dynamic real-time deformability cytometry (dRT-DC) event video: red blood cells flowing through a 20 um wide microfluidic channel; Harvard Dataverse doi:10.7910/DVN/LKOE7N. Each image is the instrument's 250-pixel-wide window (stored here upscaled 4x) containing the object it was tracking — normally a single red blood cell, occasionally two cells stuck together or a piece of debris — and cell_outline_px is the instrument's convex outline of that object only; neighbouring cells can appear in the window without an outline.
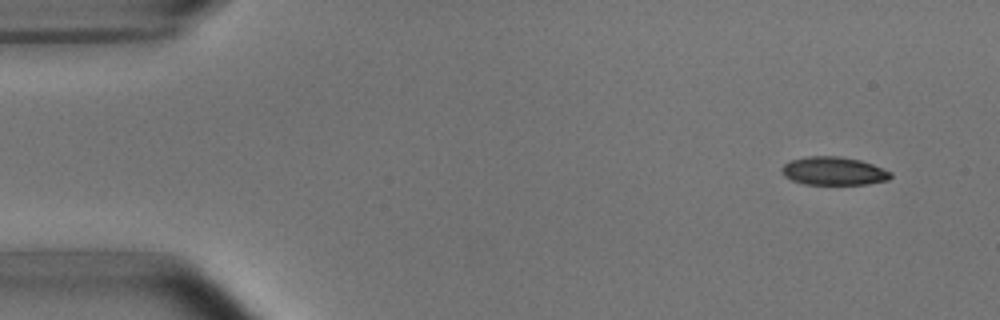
{"species": "common noctule bat (a hibernating species)", "species_latin": "Nyctalus noctula", "temperature_condition": "room temperature", "stored_images_in_passage": 4, "camera_frame_rate_fps": 3000, "um_per_image_px": 0.085, "animal": {"sex": "male", "body_mass_g": 15.6}, "frame": {"image": 1, "passage_image": 1, "time_ms": 0.0, "image_size_px": [1000, 320], "cell_outline_px": [[892, 176], [888, 180], [868, 184], [804, 184], [792, 180], [784, 176], [780, 172], [780, 168], [784, 164], [792, 160], [808, 156], [836, 156], [860, 160], [872, 164], [892, 172]], "centroid_in_image_um": [70.85, 14.54], "position_along_channel_um": 14.2, "area_um2": 17.92}}
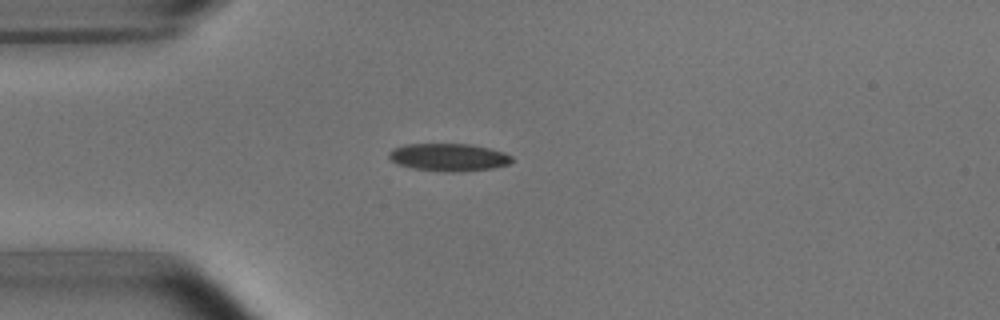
{"frame": {"image": 2, "passage_image": 4, "time_ms": 3.333, "image_size_px": [1000, 320], "cell_outline_px": [[512, 160], [508, 164], [492, 168], [452, 172], [444, 172], [412, 168], [400, 164], [392, 160], [388, 156], [388, 152], [392, 148], [404, 144], [472, 144], [504, 152], [512, 156]], "centroid_in_image_um": [38.11, 13.36], "position_along_channel_um": 46.9, "area_um2": 19.71}}